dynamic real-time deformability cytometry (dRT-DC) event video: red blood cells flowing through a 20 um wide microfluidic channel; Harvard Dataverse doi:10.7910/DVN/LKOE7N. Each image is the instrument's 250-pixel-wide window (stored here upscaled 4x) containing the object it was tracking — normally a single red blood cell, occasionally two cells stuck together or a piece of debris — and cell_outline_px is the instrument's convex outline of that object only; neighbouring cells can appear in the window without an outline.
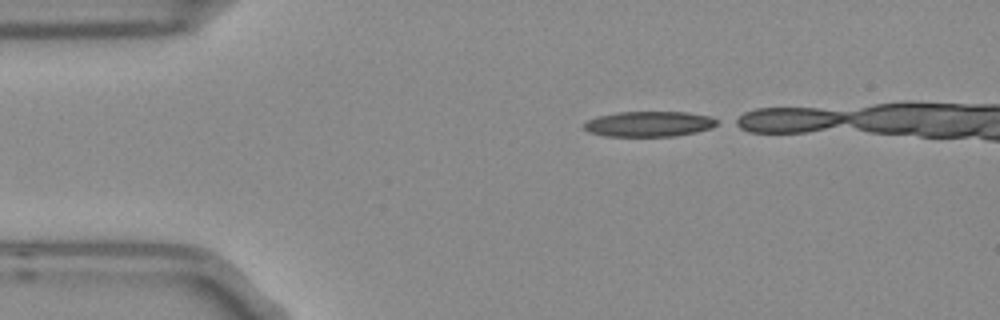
{"species": "Egyptian fruit bat (a non-hibernating species)", "species_latin": "Rousettus aegyptiacus", "temperature_condition": "room temperature", "stored_images_in_passage": 5, "camera_frame_rate_fps": 3000, "um_per_image_px": 0.085, "frame": {"image": 1, "passage_image": 1, "time_ms": 0.0, "image_size_px": [1000, 320], "cell_outline_px": [[720, 124], [712, 128], [696, 132], [676, 136], [604, 136], [588, 132], [584, 128], [584, 124], [588, 120], [596, 116], [616, 112], [688, 112], [712, 116], [720, 120]], "centroid_in_image_um": [55.23, 10.53], "position_along_channel_um": 29.8, "area_um2": 20.0}}